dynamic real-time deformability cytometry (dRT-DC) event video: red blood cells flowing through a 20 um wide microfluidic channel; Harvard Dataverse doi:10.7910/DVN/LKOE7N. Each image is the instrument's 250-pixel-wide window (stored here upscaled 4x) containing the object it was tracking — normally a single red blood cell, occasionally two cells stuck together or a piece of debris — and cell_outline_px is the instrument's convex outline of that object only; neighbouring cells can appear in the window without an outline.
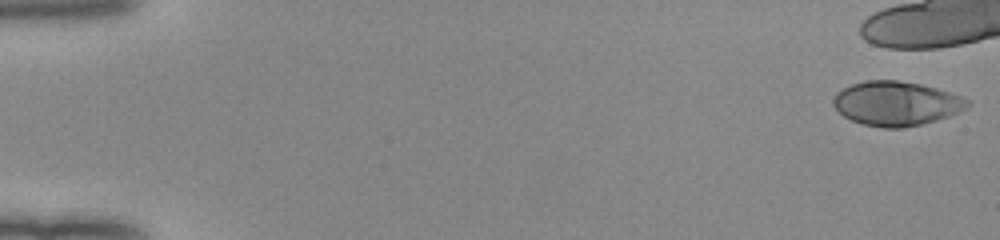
{"species": "human", "species_latin": "Homo sapiens", "temperature_condition": "room temperature", "stored_images_in_passage": 10, "camera_frame_rate_fps": 3000, "um_per_image_px": 0.085, "donor": {"sex": "female"}, "frame": {"image": 1, "passage_image": 1, "time_ms": 0.0, "image_size_px": [1000, 240], "cell_outline_px": [[972, 104], [948, 116], [936, 120], [904, 128], [884, 128], [864, 124], [852, 120], [844, 116], [832, 104], [832, 100], [836, 92], [852, 84], [864, 80], [896, 80], [920, 84], [936, 88], [972, 100]], "centroid_in_image_um": [76.17, 8.79], "position_along_channel_um": 8.8, "area_um2": 34.45}}